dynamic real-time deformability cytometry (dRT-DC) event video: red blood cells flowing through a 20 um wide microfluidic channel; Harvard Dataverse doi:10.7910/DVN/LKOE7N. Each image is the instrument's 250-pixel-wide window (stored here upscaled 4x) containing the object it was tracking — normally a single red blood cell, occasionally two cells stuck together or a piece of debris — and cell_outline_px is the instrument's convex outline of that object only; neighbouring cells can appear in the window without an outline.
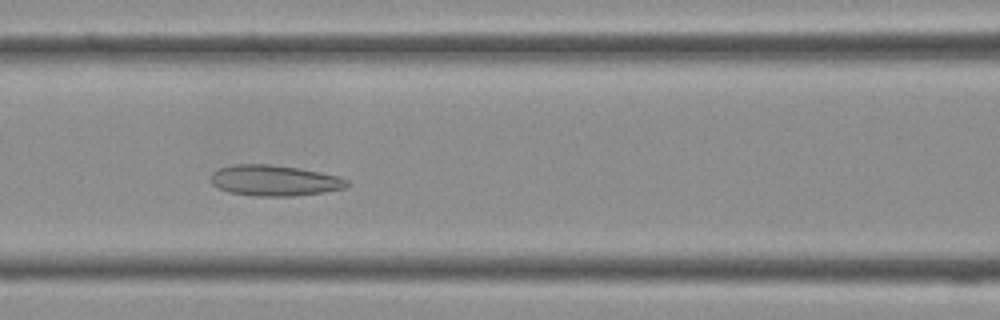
{"species": "Egyptian fruit bat (a non-hibernating species)", "species_latin": "Rousettus aegyptiacus", "temperature_condition": "cold", "stored_images_in_passage": 39, "camera_frame_rate_fps": 3000, "um_per_image_px": 0.085, "frame": {"image": 1, "passage_image": 16, "time_ms": 5.0, "image_size_px": [1000, 320], "cell_outline_px": [[348, 184], [344, 188], [324, 192], [292, 196], [256, 196], [228, 192], [216, 188], [212, 184], [212, 172], [220, 168], [236, 164], [268, 164], [300, 168], [340, 176], [348, 180]], "centroid_in_image_um": [23.32, 15.34], "position_along_channel_um": 143.3, "area_um2": 24.45}}
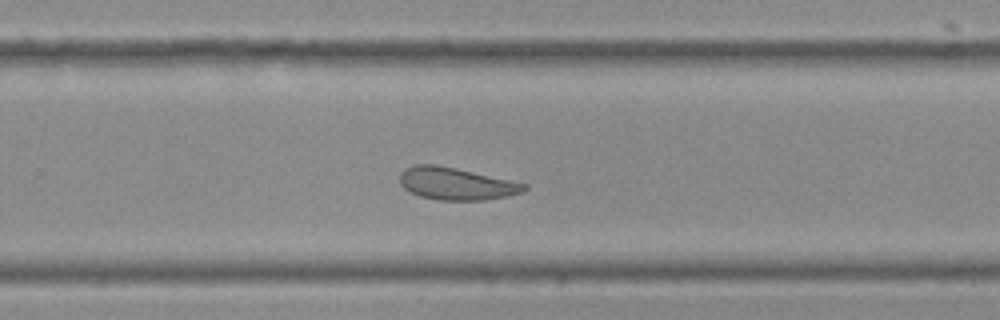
{"frame": {"image": 2, "passage_image": 25, "time_ms": 8.0, "image_size_px": [1000, 320], "cell_outline_px": [[528, 188], [524, 192], [508, 196], [484, 200], [440, 200], [420, 196], [404, 188], [400, 184], [400, 172], [404, 168], [416, 164], [436, 164], [456, 168], [528, 184]], "centroid_in_image_um": [38.78, 15.61], "position_along_channel_um": 291.0, "area_um2": 23.47}}
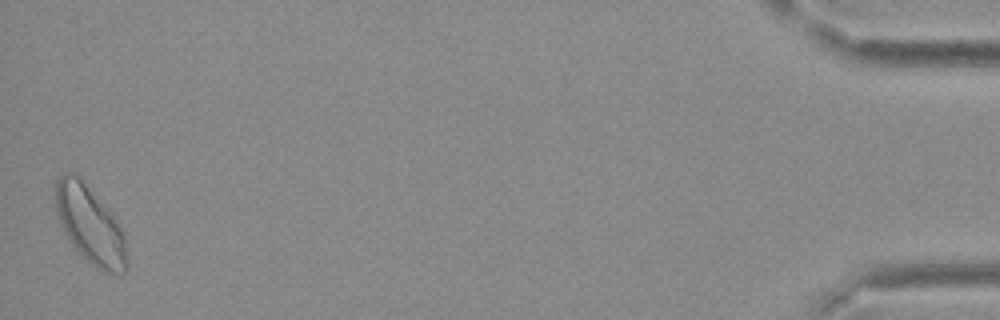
{"frame": {"image": 3, "passage_image": 39, "time_ms": 12.667, "image_size_px": [1000, 320], "cell_outline_px": [[128, 268], [124, 272], [104, 272], [96, 268], [72, 244], [60, 220], [56, 208], [56, 180], [60, 176], [68, 172], [76, 172], [80, 176], [112, 216], [124, 232], [128, 264]], "centroid_in_image_um": [7.68, 19.11], "position_along_channel_um": 427.5, "area_um2": 31.33}}